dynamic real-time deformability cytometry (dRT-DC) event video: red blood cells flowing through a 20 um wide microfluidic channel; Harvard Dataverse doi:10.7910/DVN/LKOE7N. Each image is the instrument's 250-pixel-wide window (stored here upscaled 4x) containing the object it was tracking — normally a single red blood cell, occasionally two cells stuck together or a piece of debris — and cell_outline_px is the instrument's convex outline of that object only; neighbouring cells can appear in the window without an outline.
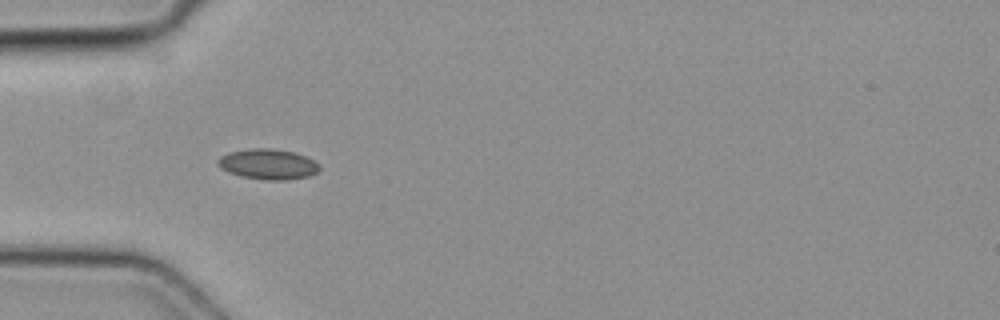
{"species": "common noctule bat (a hibernating species)", "species_latin": "Nyctalus noctula", "temperature_condition": "cold", "stored_images_in_passage": 7, "camera_frame_rate_fps": 3000, "um_per_image_px": 0.085, "animal": {"sex": "female", "body_mass_g": 19.3, "forearm_length_mm": 54.1}, "frame": {"image": 1, "passage_image": 5, "time_ms": 1.333, "image_size_px": [1000, 320], "cell_outline_px": [[320, 168], [316, 172], [308, 176], [288, 180], [264, 180], [240, 176], [228, 172], [220, 168], [216, 164], [216, 160], [220, 156], [228, 152], [252, 148], [272, 148], [296, 152], [320, 164]], "centroid_in_image_um": [22.74, 13.95], "position_along_channel_um": 62.3, "area_um2": 18.21}}
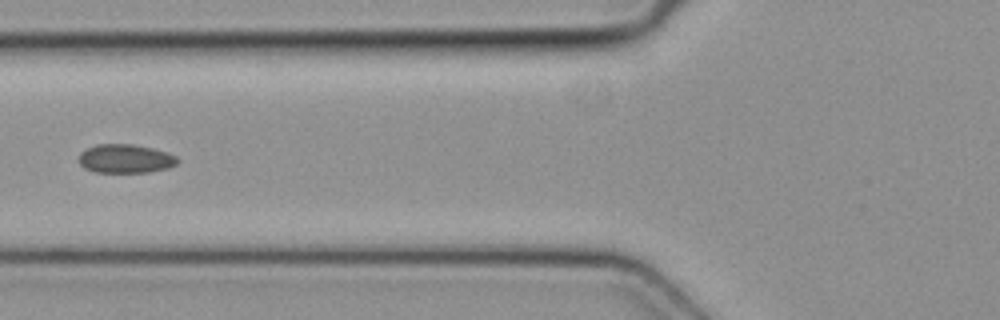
{"frame": {"image": 2, "passage_image": 6, "time_ms": 1.667, "image_size_px": [1000, 320], "cell_outline_px": [[180, 160], [176, 164], [168, 168], [148, 172], [96, 172], [84, 168], [80, 164], [80, 152], [96, 144], [132, 144], [152, 148], [168, 152], [176, 156]], "centroid_in_image_um": [10.68, 13.48], "position_along_channel_um": 115.1, "area_um2": 16.53}}
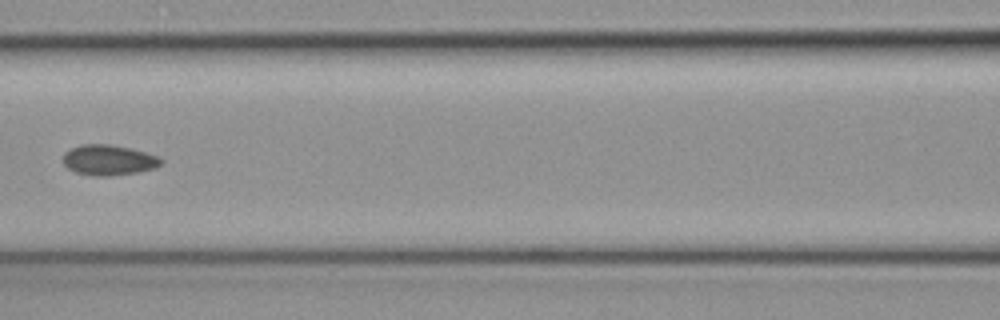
{"frame": {"image": 3, "passage_image": 7, "time_ms": 2.0, "image_size_px": [1000, 320], "cell_outline_px": [[164, 160], [156, 168], [140, 172], [112, 176], [92, 176], [76, 172], [68, 168], [64, 164], [64, 152], [80, 144], [112, 144], [132, 148], [160, 156]], "centroid_in_image_um": [9.28, 13.6], "position_along_channel_um": 157.3, "area_um2": 17.69}}